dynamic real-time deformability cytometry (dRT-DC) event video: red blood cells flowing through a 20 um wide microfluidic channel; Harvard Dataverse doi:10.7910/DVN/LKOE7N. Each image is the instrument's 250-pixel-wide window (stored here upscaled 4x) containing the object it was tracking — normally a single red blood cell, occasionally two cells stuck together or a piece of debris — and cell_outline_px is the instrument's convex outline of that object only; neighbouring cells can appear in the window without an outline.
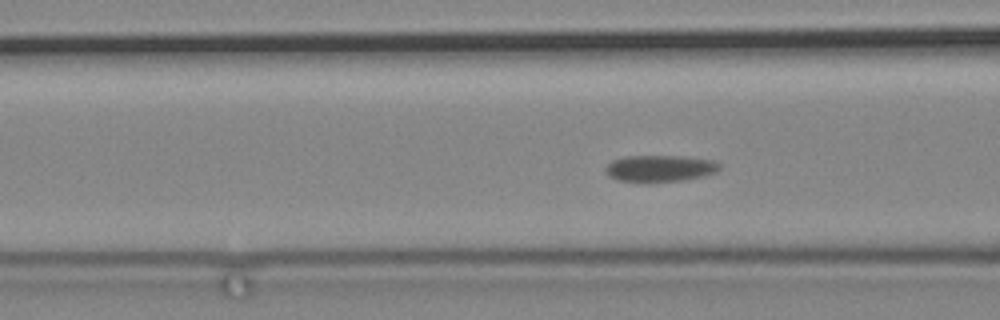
{"species": "common noctule bat (a hibernating species)", "species_latin": "Nyctalus noctula", "temperature_condition": "cold", "stored_images_in_passage": 48, "camera_frame_rate_fps": 3000, "um_per_image_px": 0.085, "animal": {"sex": "male", "body_mass_g": 19.2, "forearm_length_mm": 51.8}, "frame": {"image": 1, "passage_image": 7, "time_ms": 2.0, "image_size_px": [1000, 320], "cell_outline_px": [[720, 168], [716, 172], [704, 176], [684, 180], [648, 184], [620, 180], [608, 176], [604, 172], [604, 168], [612, 160], [624, 156], [684, 156], [712, 160], [720, 164]], "centroid_in_image_um": [56.06, 14.34], "position_along_channel_um": 110.5, "area_um2": 18.21}}
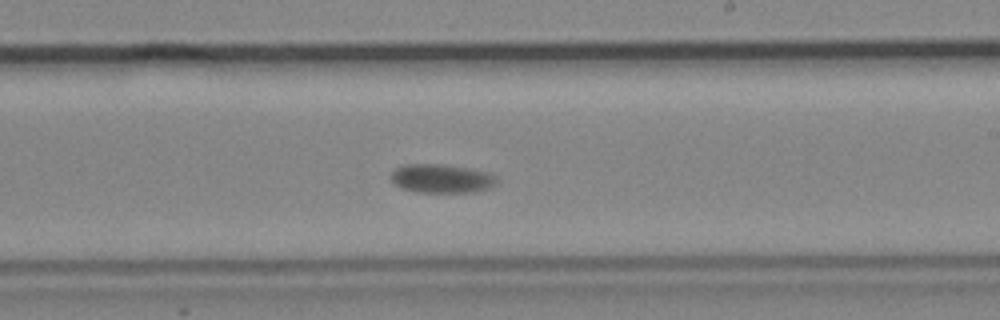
{"frame": {"image": 2, "passage_image": 21, "time_ms": 6.667, "image_size_px": [1000, 320], "cell_outline_px": [[496, 184], [488, 188], [472, 192], [416, 192], [400, 188], [392, 184], [392, 172], [396, 168], [404, 164], [440, 164], [468, 168], [488, 172], [496, 176]], "centroid_in_image_um": [37.5, 15.18], "position_along_channel_um": 251.5, "area_um2": 17.74}}
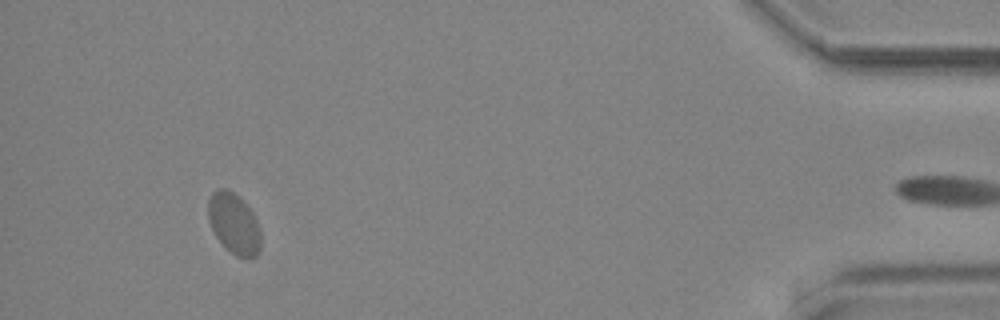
{"frame": {"image": 3, "passage_image": 44, "time_ms": 14.333, "image_size_px": [1000, 320], "cell_outline_px": [[260, 248], [256, 256], [248, 260], [236, 256], [216, 236], [208, 220], [208, 200], [212, 192], [220, 188], [224, 188], [240, 196], [252, 212], [256, 220], [260, 232]], "centroid_in_image_um": [19.89, 19.0], "position_along_channel_um": 415.3, "area_um2": 18.55}}